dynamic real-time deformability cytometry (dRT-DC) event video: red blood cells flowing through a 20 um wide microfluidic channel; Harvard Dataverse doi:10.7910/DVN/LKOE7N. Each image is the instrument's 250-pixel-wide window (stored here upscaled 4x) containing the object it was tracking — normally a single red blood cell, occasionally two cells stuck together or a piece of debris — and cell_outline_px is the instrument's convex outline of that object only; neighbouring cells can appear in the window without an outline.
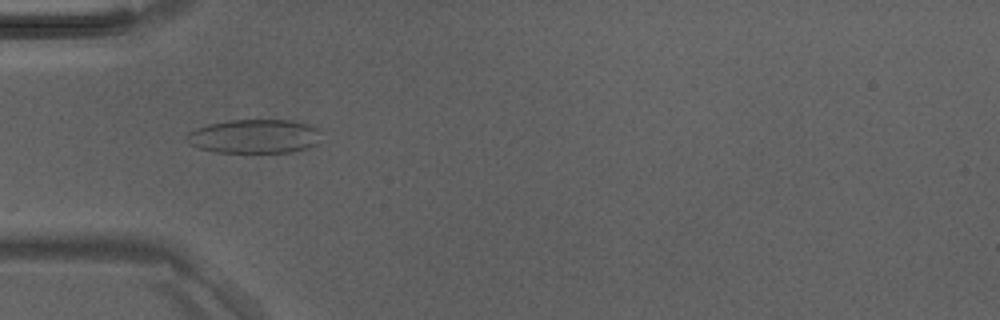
{"species": "Egyptian fruit bat (a non-hibernating species)", "species_latin": "Rousettus aegyptiacus", "temperature_condition": "room temperature", "stored_images_in_passage": 5, "camera_frame_rate_fps": 3000, "um_per_image_px": 0.085, "animal": {"sex": "male"}, "frame": {"image": 1, "passage_image": 4, "time_ms": 1.0, "image_size_px": [1000, 320], "cell_outline_px": [[320, 132], [316, 144], [308, 148], [292, 152], [216, 152], [200, 148], [192, 144], [184, 136], [188, 132], [196, 128], [208, 124], [228, 120], [288, 120], [308, 124], [316, 128]], "centroid_in_image_um": [21.61, 11.58], "position_along_channel_um": 63.4, "area_um2": 26.47}}